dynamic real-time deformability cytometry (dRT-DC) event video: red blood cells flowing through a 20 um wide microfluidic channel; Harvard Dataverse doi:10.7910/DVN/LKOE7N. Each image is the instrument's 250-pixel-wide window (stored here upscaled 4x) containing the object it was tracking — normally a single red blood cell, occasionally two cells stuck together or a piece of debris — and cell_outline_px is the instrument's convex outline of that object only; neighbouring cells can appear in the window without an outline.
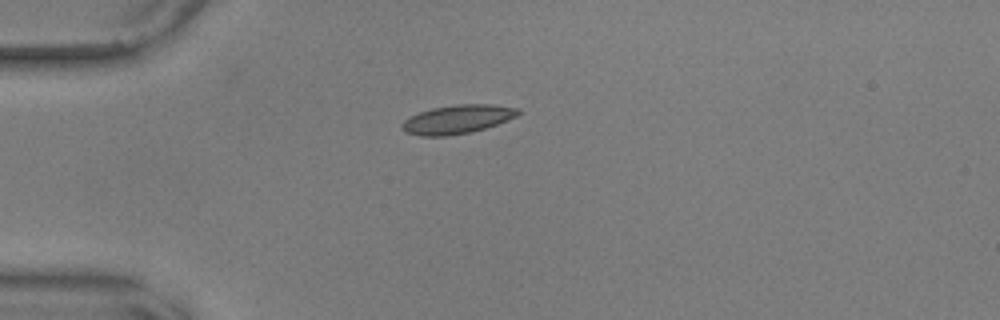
{"species": "common noctule bat (a hibernating species)", "species_latin": "Nyctalus noctula", "temperature_condition": "warm", "stored_images_in_passage": 42, "camera_frame_rate_fps": 3000, "um_per_image_px": 0.085, "animal": {"sex": "male", "body_mass_g": 17.9, "forearm_length_mm": 54.2}, "frame": {"image": 1, "passage_image": 1, "time_ms": 0.0, "image_size_px": [1000, 320], "cell_outline_px": [[520, 112], [516, 116], [508, 120], [472, 132], [448, 136], [420, 136], [404, 132], [400, 128], [400, 124], [404, 120], [420, 112], [432, 108], [456, 104], [492, 104], [520, 108]], "centroid_in_image_um": [38.86, 10.14], "position_along_channel_um": 46.1, "area_um2": 19.54}}
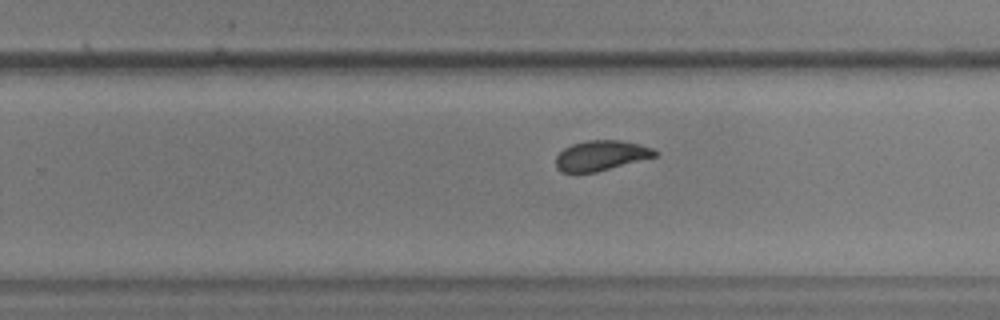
{"frame": {"image": 2, "passage_image": 22, "time_ms": 7.0, "image_size_px": [1000, 320], "cell_outline_px": [[660, 152], [656, 156], [596, 172], [560, 172], [556, 168], [556, 156], [564, 148], [572, 144], [588, 140], [620, 140], [640, 144], [652, 148]], "centroid_in_image_um": [51.09, 13.21], "position_along_channel_um": 278.7, "area_um2": 17.34}}
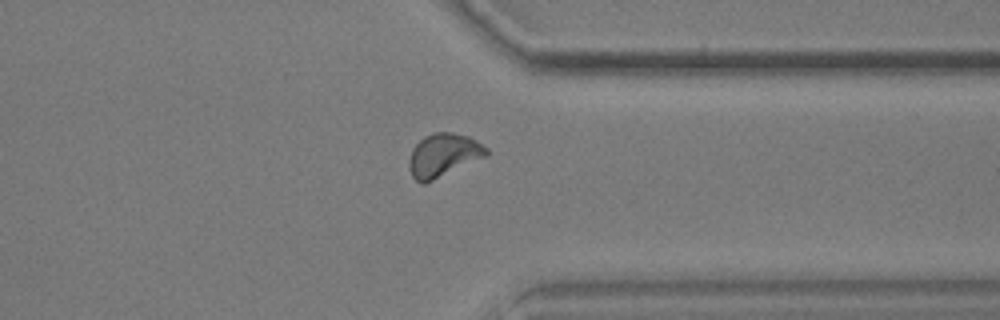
{"frame": {"image": 3, "passage_image": 30, "time_ms": 9.667, "image_size_px": [1000, 320], "cell_outline_px": [[488, 156], [424, 184], [420, 184], [412, 176], [408, 168], [408, 160], [412, 148], [424, 136], [432, 132], [452, 132], [468, 136], [476, 140], [488, 148]], "centroid_in_image_um": [37.68, 13.19], "position_along_channel_um": 373.7, "area_um2": 19.77}, "authors_computed_cell_mechanics": {"area_um2": 18.0914, "velocity_mm_per_s": 3.6201, "shape_relaxation_time_tau1_ms": 3.2713, "shape_relaxation_time_tau2_ms": 0.9659, "deformation_change_tau1": 0.1246, "deformation_change_tau2": 0.0682}}